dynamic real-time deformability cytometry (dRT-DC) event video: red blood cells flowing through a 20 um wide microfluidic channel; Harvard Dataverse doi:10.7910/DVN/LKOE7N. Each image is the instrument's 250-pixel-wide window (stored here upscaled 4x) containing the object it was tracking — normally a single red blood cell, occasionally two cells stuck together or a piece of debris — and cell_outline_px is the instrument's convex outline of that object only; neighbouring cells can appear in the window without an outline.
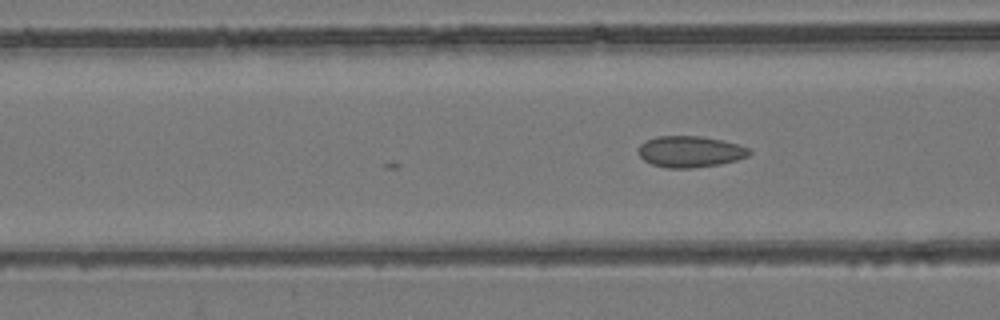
{"species": "common noctule bat (a hibernating species)", "species_latin": "Nyctalus noctula", "temperature_condition": "room temperature", "stored_images_in_passage": 21, "camera_frame_rate_fps": 3000, "um_per_image_px": 0.085, "animal": {"sex": "female", "body_mass_g": 24.6, "forearm_length_mm": 56.2}, "frame": {"image": 1, "passage_image": 21, "time_ms": 6.667, "image_size_px": [1000, 320], "cell_outline_px": [[752, 152], [748, 156], [736, 160], [720, 164], [692, 168], [668, 168], [652, 164], [644, 160], [636, 152], [636, 148], [640, 144], [656, 136], [700, 136], [720, 140], [736, 144], [748, 148]], "centroid_in_image_um": [58.62, 12.89], "position_along_channel_um": 108.0, "area_um2": 20.17}}